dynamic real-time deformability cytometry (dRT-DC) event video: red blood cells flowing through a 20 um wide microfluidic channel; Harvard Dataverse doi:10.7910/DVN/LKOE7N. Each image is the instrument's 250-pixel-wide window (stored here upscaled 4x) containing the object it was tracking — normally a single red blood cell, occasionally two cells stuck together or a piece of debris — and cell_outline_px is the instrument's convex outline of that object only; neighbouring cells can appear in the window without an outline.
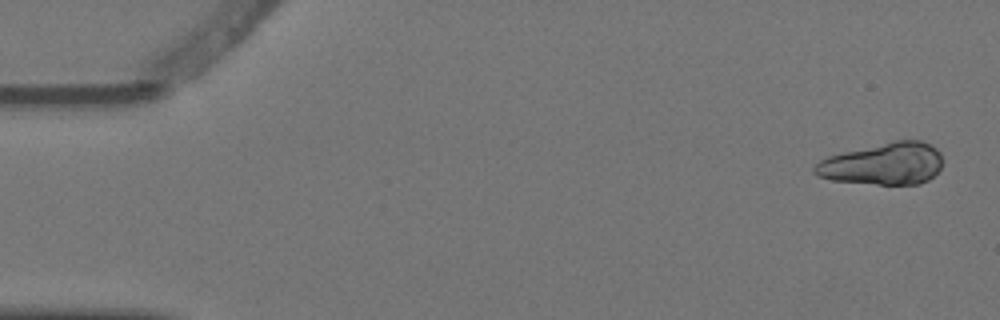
{"species": "Egyptian fruit bat (a non-hibernating species)", "species_latin": "Rousettus aegyptiacus", "temperature_condition": "warm", "stored_images_in_passage": 3, "camera_frame_rate_fps": 3000, "um_per_image_px": 0.085, "animal": {"sex": "female"}, "frame": {"image": 1, "passage_image": 1, "time_ms": 0.0, "image_size_px": [1000, 320], "cell_outline_px": [[940, 168], [928, 180], [920, 184], [876, 184], [832, 180], [816, 176], [812, 172], [812, 168], [820, 160], [828, 156], [892, 140], [920, 140], [936, 148], [940, 152]], "centroid_in_image_um": [75.03, 13.92], "position_along_channel_um": 10.0, "area_um2": 31.21}}